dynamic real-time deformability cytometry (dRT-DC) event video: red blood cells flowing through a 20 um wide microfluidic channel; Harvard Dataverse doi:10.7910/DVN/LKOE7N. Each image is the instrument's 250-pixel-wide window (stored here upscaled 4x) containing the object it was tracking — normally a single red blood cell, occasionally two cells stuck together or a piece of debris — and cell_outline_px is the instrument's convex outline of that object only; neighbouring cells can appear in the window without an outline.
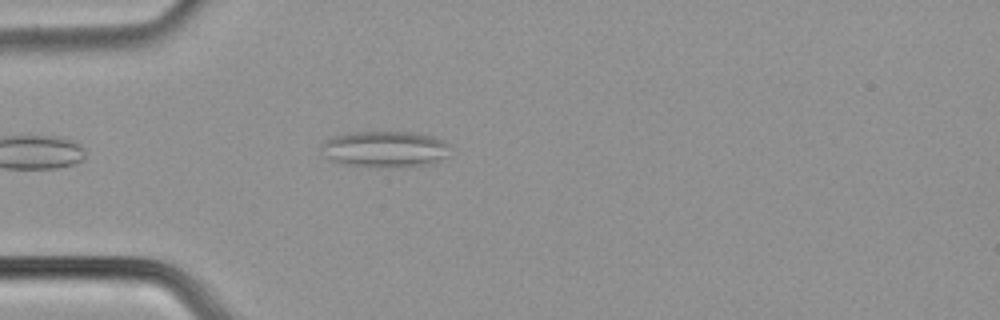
{"species": "common noctule bat (a hibernating species)", "species_latin": "Nyctalus noctula", "temperature_condition": "cold", "stored_images_in_passage": 41, "camera_frame_rate_fps": 3000, "um_per_image_px": 0.085, "animal": {"sex": "male", "body_mass_g": 21.5, "forearm_length_mm": 52.0}, "frame": {"image": 1, "passage_image": 5, "time_ms": 1.333, "image_size_px": [1000, 320], "cell_outline_px": [[452, 144], [448, 156], [432, 164], [400, 168], [372, 168], [344, 164], [320, 156], [320, 144], [324, 140], [332, 136], [352, 132], [412, 132], [432, 136], [444, 140]], "centroid_in_image_um": [32.71, 12.7], "position_along_channel_um": 52.3, "area_um2": 28.32}}
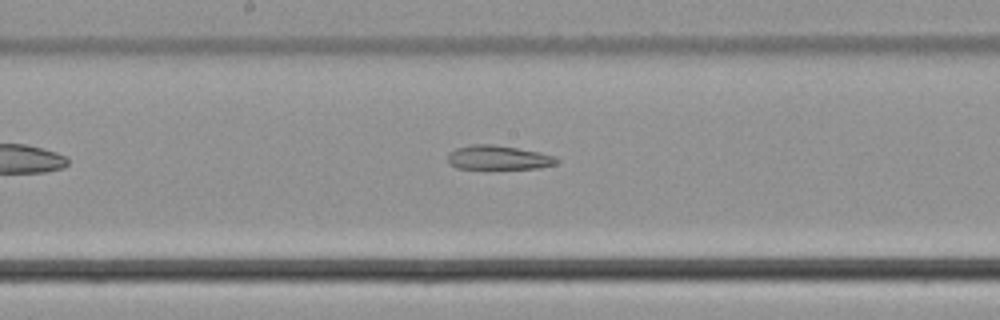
{"frame": {"image": 2, "passage_image": 18, "time_ms": 5.667, "image_size_px": [1000, 320], "cell_outline_px": [[560, 160], [556, 164], [536, 168], [484, 172], [456, 168], [448, 164], [448, 152], [456, 148], [472, 144], [492, 144], [540, 152], [556, 156]], "centroid_in_image_um": [42.31, 13.46], "position_along_channel_um": 205.9, "area_um2": 16.47}}
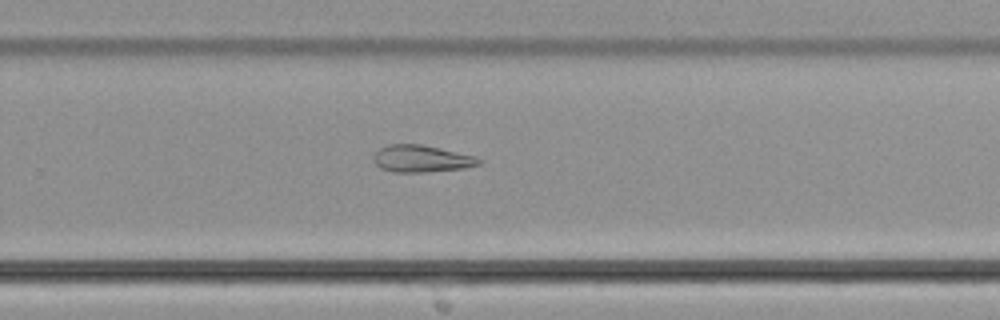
{"frame": {"image": 3, "passage_image": 25, "time_ms": 8.0, "image_size_px": [1000, 320], "cell_outline_px": [[484, 160], [480, 164], [464, 168], [428, 172], [392, 172], [380, 168], [376, 164], [372, 156], [380, 148], [388, 144], [420, 144], [476, 156]], "centroid_in_image_um": [35.83, 13.49], "position_along_channel_um": 294.0, "area_um2": 16.65}, "authors_computed_cell_mechanics": {"area_um2": 17.9758, "velocity_mm_per_s": 3.7907, "shape_relaxation_time_tau1_ms": null, "shape_relaxation_time_tau2_ms": 3.4126, "deformation_change_tau1": null, "deformation_change_tau2": 0.1268}}